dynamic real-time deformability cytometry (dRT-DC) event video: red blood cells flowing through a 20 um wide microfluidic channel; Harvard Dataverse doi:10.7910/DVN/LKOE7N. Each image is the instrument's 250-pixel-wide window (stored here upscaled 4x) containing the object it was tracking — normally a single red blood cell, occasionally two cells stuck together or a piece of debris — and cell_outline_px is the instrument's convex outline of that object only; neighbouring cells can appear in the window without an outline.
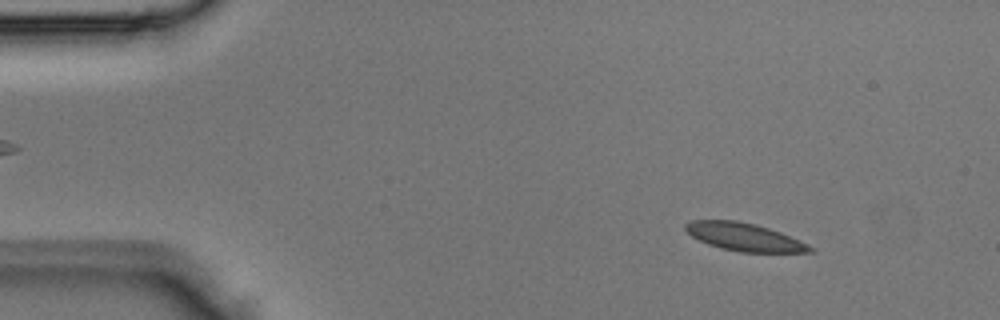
{"species": "Egyptian fruit bat (a non-hibernating species)", "species_latin": "Rousettus aegyptiacus", "temperature_condition": "room temperature", "stored_images_in_passage": 3, "camera_frame_rate_fps": 3000, "um_per_image_px": 0.085, "animal": {"sex": "male"}, "frame": {"image": 1, "passage_image": 1, "time_ms": 0.0, "image_size_px": [1000, 320], "cell_outline_px": [[812, 252], [740, 252], [708, 244], [692, 236], [684, 228], [684, 224], [692, 220], [736, 220], [756, 224], [780, 232], [800, 240], [808, 244], [812, 248]], "centroid_in_image_um": [63.26, 20.13], "position_along_channel_um": 21.7, "area_um2": 20.0}}
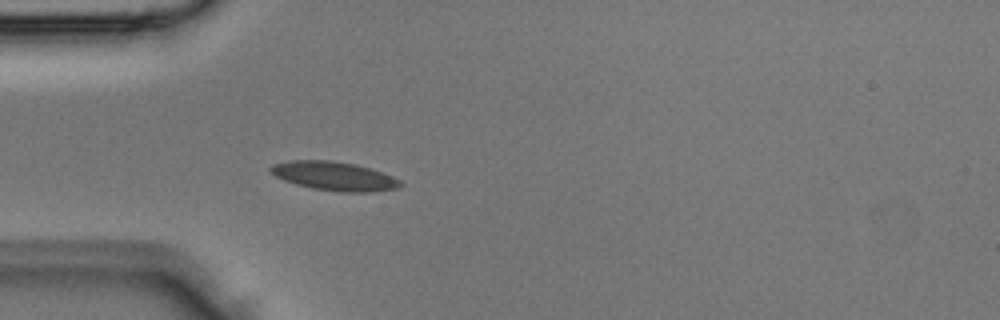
{"frame": {"image": 2, "passage_image": 3, "time_ms": 0.667, "image_size_px": [1000, 320], "cell_outline_px": [[404, 184], [400, 188], [372, 192], [340, 192], [312, 188], [296, 184], [284, 180], [276, 176], [268, 168], [272, 164], [288, 160], [332, 160], [356, 164], [392, 176], [400, 180]], "centroid_in_image_um": [28.42, 14.97], "position_along_channel_um": 56.6, "area_um2": 21.91}}